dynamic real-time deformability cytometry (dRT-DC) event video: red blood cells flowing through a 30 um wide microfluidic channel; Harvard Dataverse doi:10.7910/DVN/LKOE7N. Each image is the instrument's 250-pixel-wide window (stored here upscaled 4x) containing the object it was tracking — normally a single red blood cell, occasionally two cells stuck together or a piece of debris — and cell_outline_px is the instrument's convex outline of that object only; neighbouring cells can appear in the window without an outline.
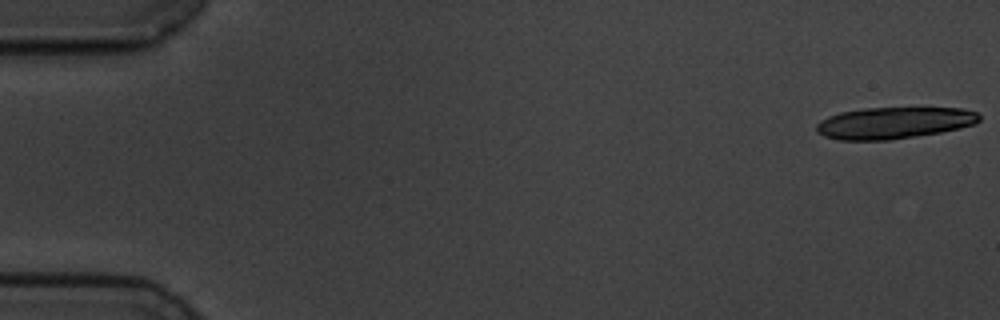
{"species": "common noctule bat (a hibernating species)", "species_latin": "Nyctalus noctula", "temperature_condition": "cold", "stored_images_in_passage": 20, "camera_frame_rate_fps": 3000, "um_per_image_px": 0.085, "animal": {"sex": "male", "body_mass_g": 19.5, "forearm_length_mm": 54.6}, "frame": {"image": 1, "passage_image": 1, "time_ms": 0.0, "image_size_px": [1000, 320], "cell_outline_px": [[980, 120], [976, 124], [960, 128], [940, 132], [916, 136], [888, 140], [840, 140], [824, 136], [816, 132], [816, 124], [820, 120], [828, 116], [840, 112], [864, 108], [960, 108], [976, 112], [980, 116]], "centroid_in_image_um": [75.96, 10.44], "position_along_channel_um": 9.0, "area_um2": 30.06}}